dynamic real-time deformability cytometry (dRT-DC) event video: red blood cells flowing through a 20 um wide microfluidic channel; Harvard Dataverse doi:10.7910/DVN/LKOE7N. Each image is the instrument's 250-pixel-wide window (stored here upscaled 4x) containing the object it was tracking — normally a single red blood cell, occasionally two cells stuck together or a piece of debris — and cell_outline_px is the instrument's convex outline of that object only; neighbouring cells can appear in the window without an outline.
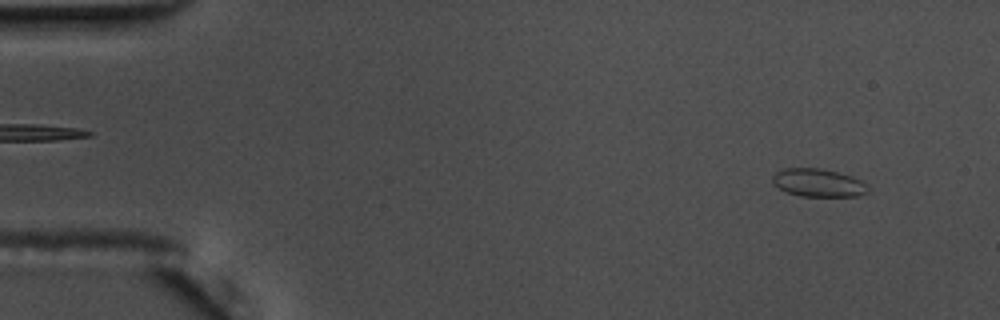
{"species": "common noctule bat (a hibernating species)", "species_latin": "Nyctalus noctula", "temperature_condition": "warm", "stored_images_in_passage": 56, "camera_frame_rate_fps": 3000, "um_per_image_px": 0.085, "animal": {"sex": "male", "body_mass_g": 17.5, "forearm_length_mm": 52.3}, "frame": {"image": 1, "passage_image": 5, "time_ms": 1.333, "image_size_px": [1000, 320], "cell_outline_px": [[868, 192], [860, 196], [800, 196], [788, 192], [772, 184], [772, 176], [776, 172], [784, 168], [820, 168], [852, 176], [860, 180], [868, 188]], "centroid_in_image_um": [69.53, 15.53], "position_along_channel_um": 15.5, "area_um2": 15.49}}
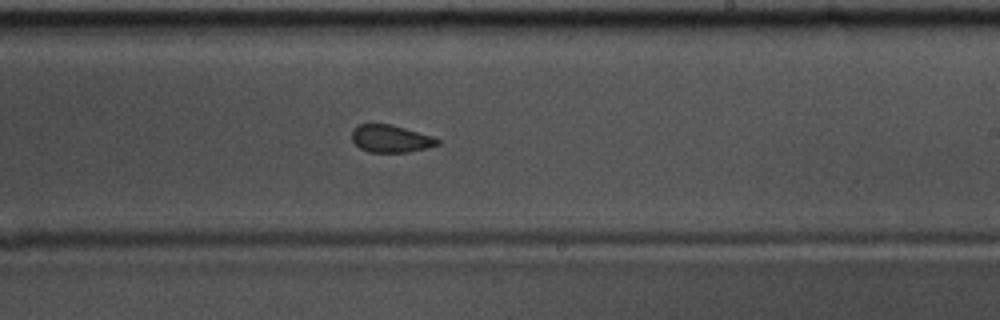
{"frame": {"image": 2, "passage_image": 34, "time_ms": 11.0, "image_size_px": [1000, 320], "cell_outline_px": [[440, 144], [428, 148], [408, 152], [368, 152], [360, 148], [352, 140], [352, 132], [360, 124], [392, 124], [432, 136], [440, 140]], "centroid_in_image_um": [33.24, 11.79], "position_along_channel_um": 255.8, "area_um2": 13.64}}
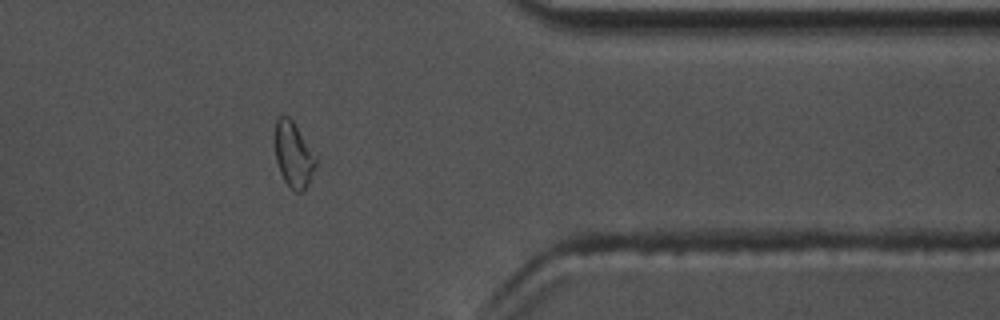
{"frame": {"image": 3, "passage_image": 46, "time_ms": 15.0, "image_size_px": [1000, 320], "cell_outline_px": [[316, 164], [308, 184], [300, 192], [296, 192], [284, 180], [280, 172], [276, 160], [276, 116], [288, 116], [292, 120], [316, 156]], "centroid_in_image_um": [24.95, 13.14], "position_along_channel_um": 386.5, "area_um2": 15.09}, "authors_computed_cell_mechanics": {"area_um2": 14.8546, "velocity_mm_per_s": 3.644, "shape_relaxation_time_tau1_ms": null, "shape_relaxation_time_tau2_ms": 1.3641, "deformation_change_tau1": null, "deformation_change_tau2": 0.071}}